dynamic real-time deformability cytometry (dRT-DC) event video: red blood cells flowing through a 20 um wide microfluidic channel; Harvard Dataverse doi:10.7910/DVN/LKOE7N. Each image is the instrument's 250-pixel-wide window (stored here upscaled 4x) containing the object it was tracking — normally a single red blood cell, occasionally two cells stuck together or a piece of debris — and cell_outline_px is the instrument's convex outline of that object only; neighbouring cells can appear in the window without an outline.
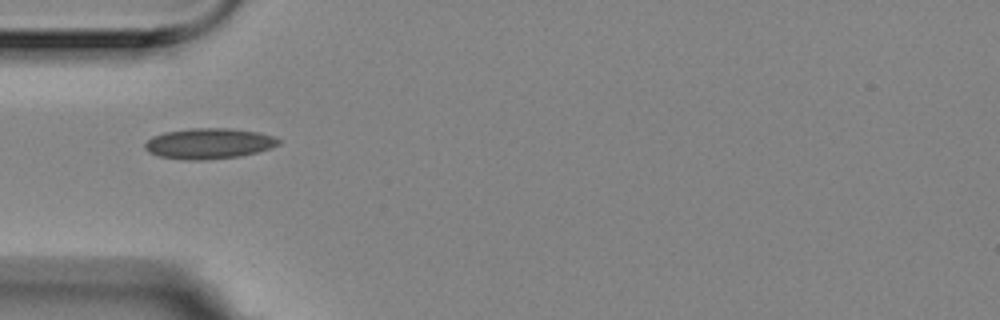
{"species": "Egyptian fruit bat (a non-hibernating species)", "species_latin": "Rousettus aegyptiacus", "temperature_condition": "room temperature", "stored_images_in_passage": 4, "camera_frame_rate_fps": 3000, "um_per_image_px": 0.085, "animal": {"sex": "female"}, "frame": {"image": 1, "passage_image": 1, "time_ms": 0.0, "image_size_px": [1000, 320], "cell_outline_px": [[280, 144], [272, 148], [240, 156], [200, 160], [184, 160], [160, 156], [148, 152], [144, 148], [144, 144], [152, 136], [164, 132], [192, 128], [228, 128], [260, 132], [272, 136], [280, 140]], "centroid_in_image_um": [17.75, 12.19], "position_along_channel_um": 67.3, "area_um2": 23.87}}
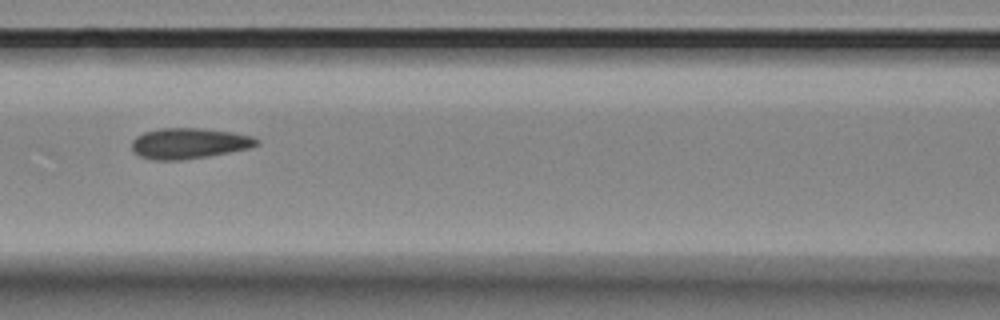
{"frame": {"image": 2, "passage_image": 3, "time_ms": 0.667, "image_size_px": [1000, 320], "cell_outline_px": [[260, 144], [248, 148], [208, 156], [180, 160], [156, 160], [140, 156], [132, 152], [132, 140], [136, 136], [144, 132], [160, 128], [200, 128], [232, 132], [256, 136], [260, 140]], "centroid_in_image_um": [16.08, 12.17], "position_along_channel_um": 150.5, "area_um2": 22.43}}
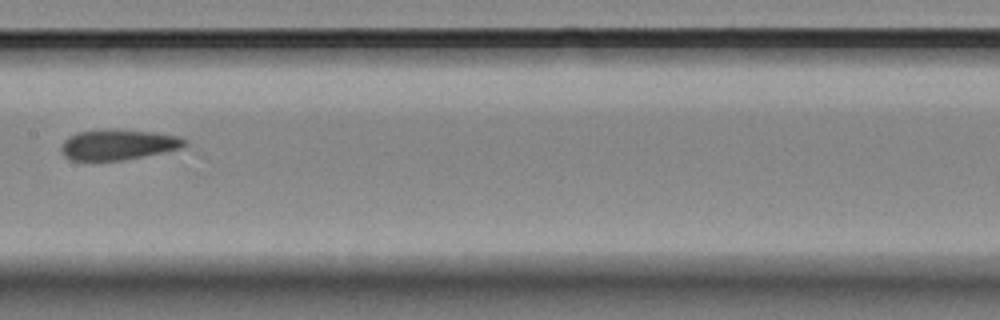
{"frame": {"image": 3, "passage_image": 4, "time_ms": 1.0, "image_size_px": [1000, 320], "cell_outline_px": [[188, 144], [180, 148], [144, 156], [124, 160], [68, 160], [60, 152], [60, 148], [64, 140], [68, 136], [76, 132], [152, 132], [180, 136], [188, 140]], "centroid_in_image_um": [10.03, 12.34], "position_along_channel_um": 197.4, "area_um2": 21.1}}